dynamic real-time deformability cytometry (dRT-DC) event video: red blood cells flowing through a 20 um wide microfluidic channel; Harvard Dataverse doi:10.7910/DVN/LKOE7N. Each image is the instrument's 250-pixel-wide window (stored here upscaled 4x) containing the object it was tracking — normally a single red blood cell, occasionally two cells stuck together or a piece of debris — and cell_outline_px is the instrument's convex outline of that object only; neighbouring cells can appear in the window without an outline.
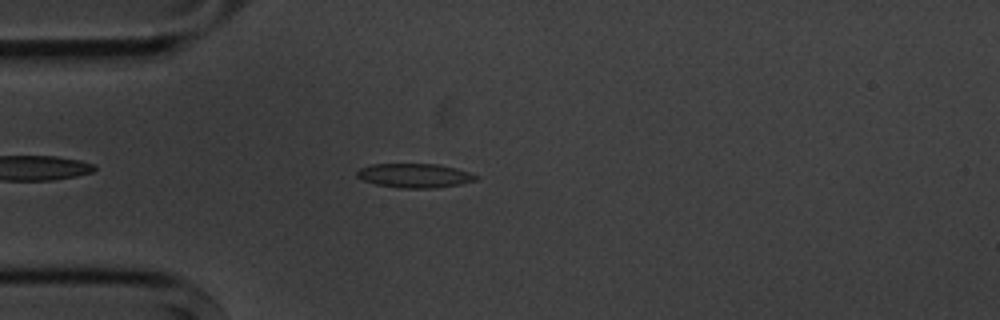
{"species": "common noctule bat (a hibernating species)", "species_latin": "Nyctalus noctula", "temperature_condition": "cold", "stored_images_in_passage": 5, "camera_frame_rate_fps": 3000, "um_per_image_px": 0.085, "animal": {"sex": "male", "body_mass_g": 20.1, "forearm_length_mm": 53.5}, "frame": {"image": 1, "passage_image": 5, "time_ms": 4.333, "image_size_px": [1000, 320], "cell_outline_px": [[480, 176], [476, 180], [460, 184], [436, 188], [400, 188], [376, 184], [364, 180], [356, 176], [356, 172], [360, 168], [372, 164], [440, 164], [456, 168]], "centroid_in_image_um": [35.26, 14.92], "position_along_channel_um": 49.7, "area_um2": 16.76}}